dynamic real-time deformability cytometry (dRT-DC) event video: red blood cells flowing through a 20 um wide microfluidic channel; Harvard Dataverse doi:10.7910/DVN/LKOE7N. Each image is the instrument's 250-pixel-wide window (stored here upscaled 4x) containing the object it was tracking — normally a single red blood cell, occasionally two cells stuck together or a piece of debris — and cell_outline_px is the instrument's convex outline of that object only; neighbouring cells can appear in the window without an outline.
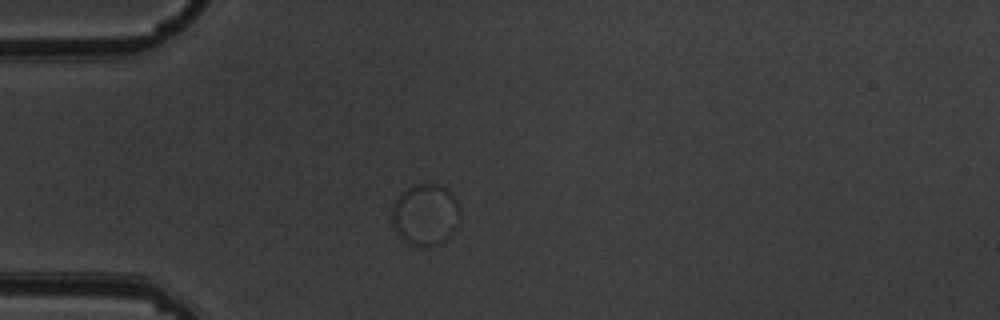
{"species": "common noctule bat (a hibernating species)", "species_latin": "Nyctalus noctula", "temperature_condition": "warm", "stored_images_in_passage": 3, "camera_frame_rate_fps": 3000, "um_per_image_px": 0.085, "animal": {"sex": "male", "body_mass_g": 19.5, "forearm_length_mm": 54.6}, "frame": {"image": 1, "passage_image": 2, "time_ms": 0.333, "image_size_px": [1000, 320], "cell_outline_px": [[460, 220], [456, 228], [440, 244], [428, 248], [424, 248], [408, 244], [396, 232], [392, 224], [392, 208], [396, 200], [408, 188], [416, 184], [440, 184], [456, 200], [460, 208]], "centroid_in_image_um": [36.17, 18.29], "position_along_channel_um": 48.8, "area_um2": 24.45}}